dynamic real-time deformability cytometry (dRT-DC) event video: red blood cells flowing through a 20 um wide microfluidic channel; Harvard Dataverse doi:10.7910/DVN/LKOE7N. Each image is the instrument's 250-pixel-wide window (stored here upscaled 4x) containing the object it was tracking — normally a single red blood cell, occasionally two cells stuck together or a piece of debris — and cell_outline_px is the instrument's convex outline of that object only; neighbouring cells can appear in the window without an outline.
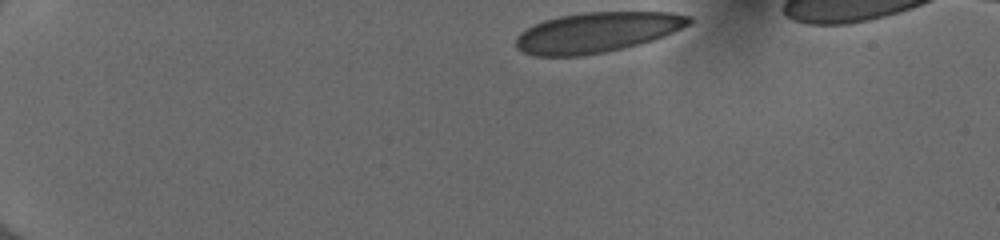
{"species": "human", "species_latin": "Homo sapiens", "temperature_condition": "cold", "stored_images_in_passage": 43, "camera_frame_rate_fps": 3000, "um_per_image_px": 0.085, "donor": {"sex": "female"}, "frame": {"image": 1, "passage_image": 1, "time_ms": 0.0, "image_size_px": [1000, 240], "cell_outline_px": [[692, 20], [688, 24], [664, 36], [640, 44], [604, 52], [580, 56], [536, 56], [524, 52], [516, 48], [516, 36], [520, 32], [544, 20], [560, 16], [584, 12], [672, 12], [692, 16]], "centroid_in_image_um": [50.73, 2.75], "position_along_channel_um": 34.3, "area_um2": 40.34}}
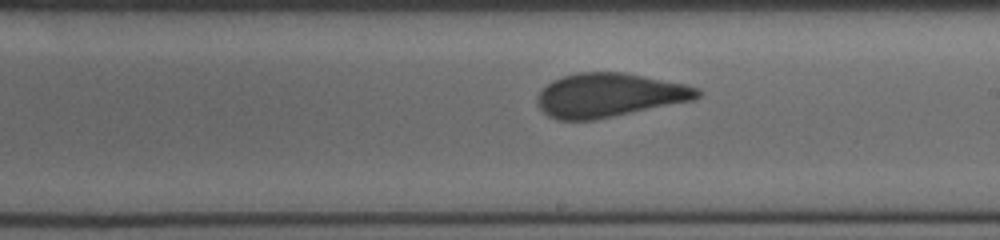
{"frame": {"image": 2, "passage_image": 23, "time_ms": 7.333, "image_size_px": [1000, 240], "cell_outline_px": [[700, 96], [696, 100], [596, 120], [556, 120], [548, 116], [540, 108], [536, 100], [536, 96], [552, 80], [576, 72], [624, 72], [684, 84], [700, 88]], "centroid_in_image_um": [51.8, 8.1], "position_along_channel_um": 237.2, "area_um2": 41.21}}
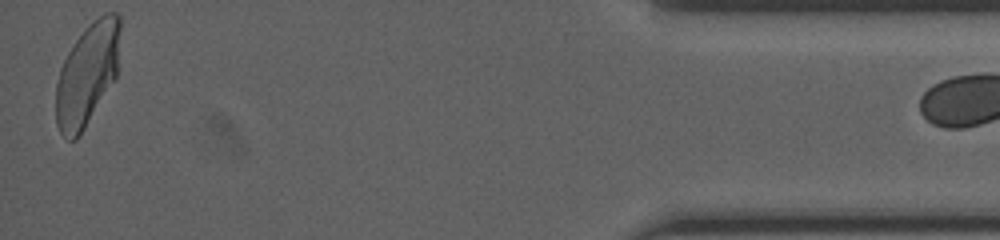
{"frame": {"image": 3, "passage_image": 42, "time_ms": 13.667, "image_size_px": [1000, 240], "cell_outline_px": [[120, 28], [116, 76], [80, 136], [76, 140], [68, 140], [60, 132], [56, 124], [56, 84], [60, 68], [68, 52], [84, 28], [92, 20], [104, 12], [116, 12], [120, 16]], "centroid_in_image_um": [7.4, 6.31], "position_along_channel_um": 427.8, "area_um2": 38.21}}